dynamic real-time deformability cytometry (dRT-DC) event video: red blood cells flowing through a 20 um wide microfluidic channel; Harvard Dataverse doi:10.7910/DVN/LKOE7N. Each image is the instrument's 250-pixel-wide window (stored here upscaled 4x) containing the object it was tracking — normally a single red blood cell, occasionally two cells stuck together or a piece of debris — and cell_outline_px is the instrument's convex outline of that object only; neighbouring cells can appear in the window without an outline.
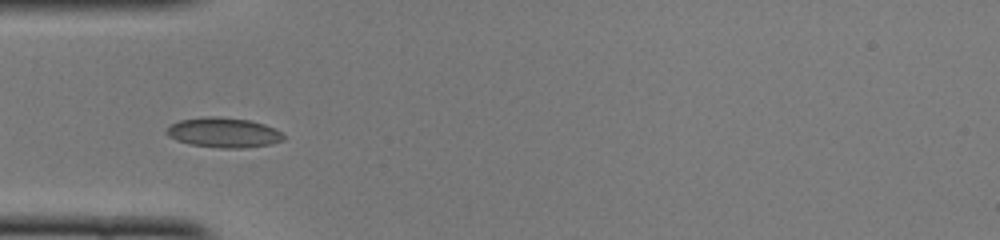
{"species": "common noctule bat (a hibernating species)", "species_latin": "Nyctalus noctula", "temperature_condition": "cold", "stored_images_in_passage": 29, "camera_frame_rate_fps": 3000, "um_per_image_px": 0.085, "animal": {"sex": "female", "body_mass_g": 22.0, "forearm_length_mm": 56.7}, "frame": {"image": 1, "passage_image": 3, "time_ms": 0.667, "image_size_px": [1000, 240], "cell_outline_px": [[284, 140], [272, 144], [244, 148], [220, 148], [188, 144], [176, 140], [168, 136], [164, 132], [172, 124], [180, 120], [204, 116], [220, 116], [248, 120], [264, 124], [280, 132], [284, 136]], "centroid_in_image_um": [18.98, 11.27], "position_along_channel_um": 66.0, "area_um2": 20.46}}
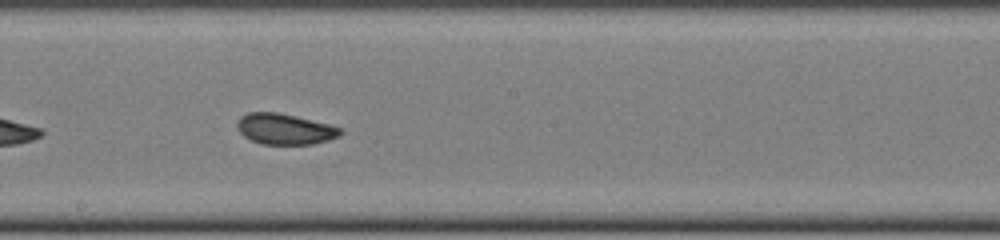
{"frame": {"image": 2, "passage_image": 15, "time_ms": 4.667, "image_size_px": [1000, 240], "cell_outline_px": [[344, 132], [340, 136], [328, 140], [312, 144], [260, 144], [244, 136], [240, 132], [236, 124], [240, 116], [248, 112], [276, 112], [296, 116], [328, 124], [340, 128]], "centroid_in_image_um": [24.2, 10.97], "position_along_channel_um": 224.0, "area_um2": 18.5}}
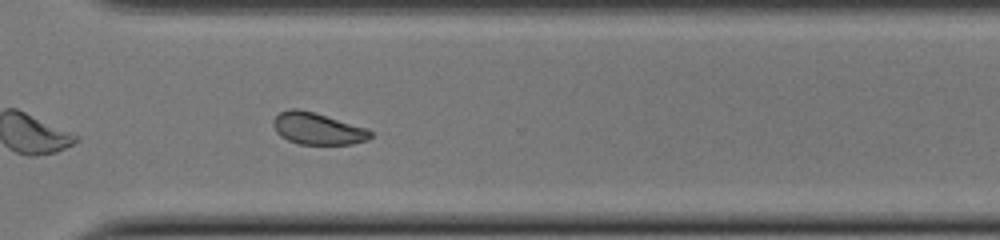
{"frame": {"image": 3, "passage_image": 24, "time_ms": 7.667, "image_size_px": [1000, 240], "cell_outline_px": [[372, 136], [368, 140], [352, 144], [300, 144], [288, 140], [280, 136], [276, 132], [272, 124], [272, 120], [280, 112], [288, 108], [296, 108], [316, 112], [368, 128], [372, 132]], "centroid_in_image_um": [26.99, 10.92], "position_along_channel_um": 343.6, "area_um2": 18.32}, "authors_computed_cell_mechanics": {"area_um2": 18.7272, "velocity_mm_per_s": 3.9626, "shape_relaxation_time_tau1_ms": 4.602, "shape_relaxation_time_tau2_ms": 1.0744, "deformation_change_tau1": 0.0872, "deformation_change_tau2": 0.0419}}